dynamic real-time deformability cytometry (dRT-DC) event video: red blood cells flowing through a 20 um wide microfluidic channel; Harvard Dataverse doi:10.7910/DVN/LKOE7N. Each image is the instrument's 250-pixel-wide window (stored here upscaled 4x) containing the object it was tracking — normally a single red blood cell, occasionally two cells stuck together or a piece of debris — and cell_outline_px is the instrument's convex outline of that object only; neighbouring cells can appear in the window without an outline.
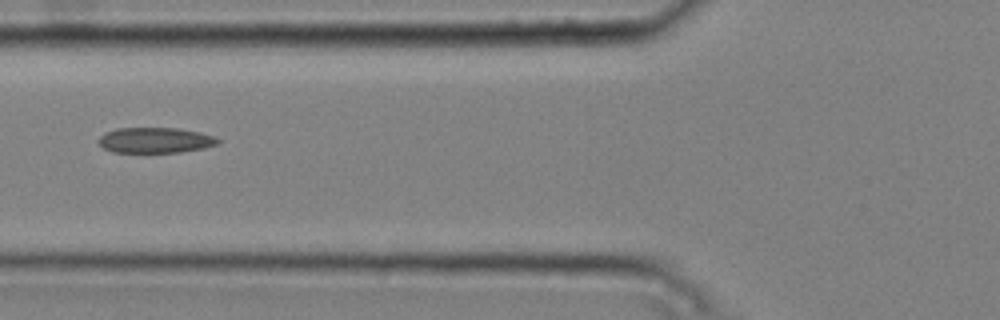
{"species": "common noctule bat (a hibernating species)", "species_latin": "Nyctalus noctula", "temperature_condition": "cold", "stored_images_in_passage": 4, "camera_frame_rate_fps": 3000, "um_per_image_px": 0.085, "animal": {"sex": "male", "body_mass_g": 20.4}, "frame": {"image": 1, "passage_image": 3, "time_ms": 0.667, "image_size_px": [1000, 320], "cell_outline_px": [[220, 144], [204, 148], [180, 152], [112, 152], [104, 148], [96, 140], [104, 132], [116, 128], [180, 128], [200, 132], [216, 136], [220, 140]], "centroid_in_image_um": [13.22, 11.91], "position_along_channel_um": 112.6, "area_um2": 17.98}}
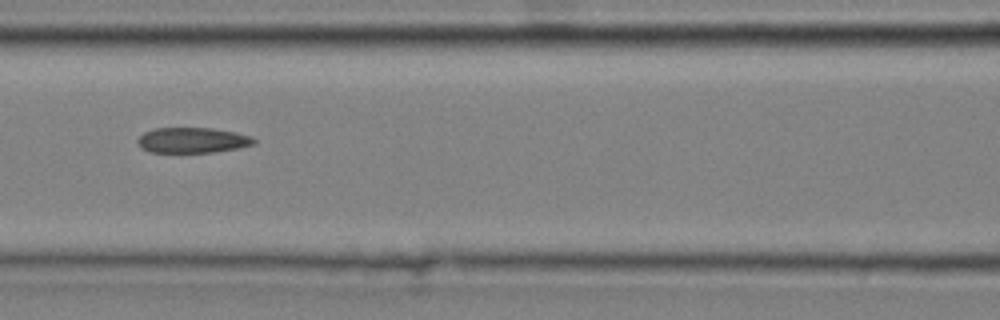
{"frame": {"image": 2, "passage_image": 4, "time_ms": 1.0, "image_size_px": [1000, 320], "cell_outline_px": [[256, 144], [240, 148], [212, 152], [148, 152], [140, 148], [136, 140], [144, 132], [152, 128], [212, 128], [236, 132], [252, 136], [256, 140]], "centroid_in_image_um": [16.36, 11.92], "position_along_channel_um": 150.2, "area_um2": 17.46}}